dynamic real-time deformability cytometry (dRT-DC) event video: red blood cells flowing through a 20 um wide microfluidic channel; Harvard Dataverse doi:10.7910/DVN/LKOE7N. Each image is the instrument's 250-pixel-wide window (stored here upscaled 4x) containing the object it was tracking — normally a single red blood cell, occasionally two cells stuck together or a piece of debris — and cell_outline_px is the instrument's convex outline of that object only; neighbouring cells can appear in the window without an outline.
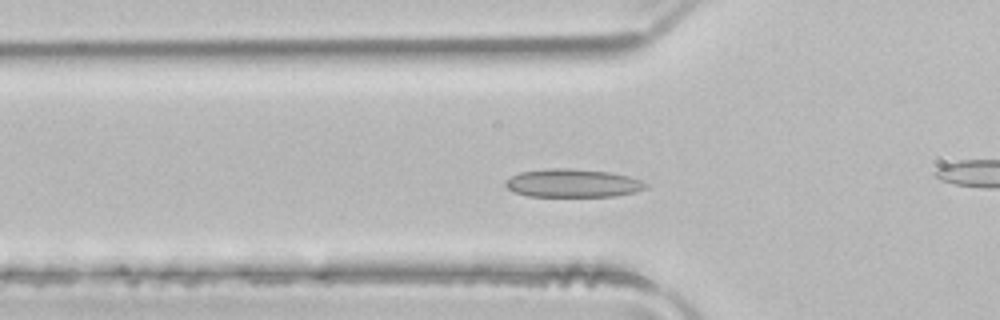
{"species": "common noctule bat (a hibernating species)", "species_latin": "Nyctalus noctula", "temperature_condition": "room temperature", "stored_images_in_passage": 48, "camera_frame_rate_fps": 3000, "um_per_image_px": 0.085, "animal": {"sex": "male", "body_mass_g": 21.5, "forearm_length_mm": 52.0}, "frame": {"image": 1, "passage_image": 13, "time_ms": 4.0, "image_size_px": [1000, 320], "cell_outline_px": [[648, 188], [636, 192], [616, 196], [528, 196], [516, 192], [508, 188], [504, 184], [504, 180], [520, 172], [552, 168], [572, 168], [608, 172], [628, 176], [640, 180], [648, 184]], "centroid_in_image_um": [48.7, 15.57], "position_along_channel_um": 77.1, "area_um2": 23.06}}
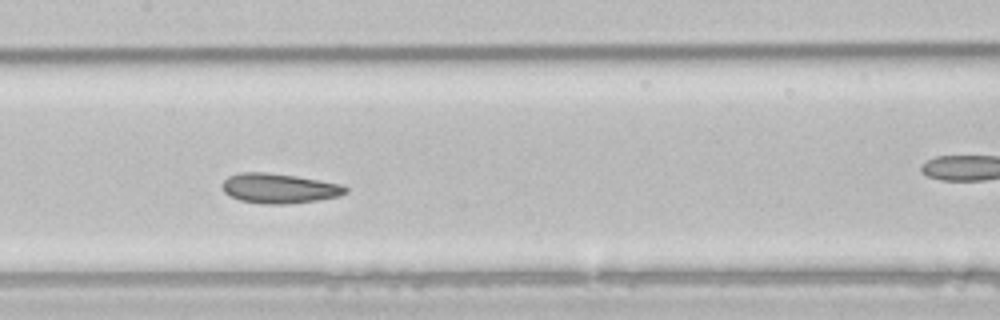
{"frame": {"image": 2, "passage_image": 21, "time_ms": 6.667, "image_size_px": [1000, 320], "cell_outline_px": [[348, 192], [340, 196], [320, 200], [284, 204], [264, 204], [240, 200], [228, 196], [224, 192], [220, 184], [228, 176], [240, 172], [264, 172], [296, 176], [320, 180], [340, 184], [348, 188]], "centroid_in_image_um": [23.71, 16.01], "position_along_channel_um": 183.7, "area_um2": 21.62}}
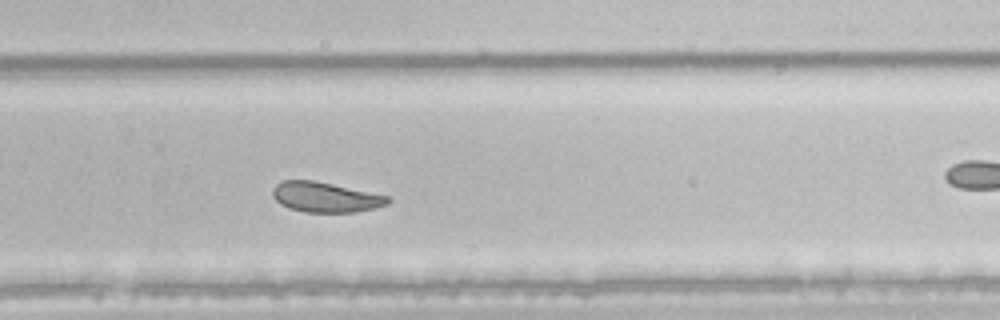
{"frame": {"image": 3, "passage_image": 30, "time_ms": 9.667, "image_size_px": [1000, 320], "cell_outline_px": [[392, 200], [388, 204], [376, 208], [356, 212], [304, 212], [288, 208], [280, 204], [272, 196], [272, 188], [280, 180], [312, 180], [332, 184], [388, 196]], "centroid_in_image_um": [27.63, 16.76], "position_along_channel_um": 302.2, "area_um2": 20.29}, "authors_computed_cell_mechanics": {"area_um2": 23.1489, "velocity_mm_per_s": 3.9708, "shape_relaxation_time_tau1_ms": 4.4786, "shape_relaxation_time_tau2_ms": 1.439, "deformation_change_tau1": 0.1184, "deformation_change_tau2": 0.0544}}